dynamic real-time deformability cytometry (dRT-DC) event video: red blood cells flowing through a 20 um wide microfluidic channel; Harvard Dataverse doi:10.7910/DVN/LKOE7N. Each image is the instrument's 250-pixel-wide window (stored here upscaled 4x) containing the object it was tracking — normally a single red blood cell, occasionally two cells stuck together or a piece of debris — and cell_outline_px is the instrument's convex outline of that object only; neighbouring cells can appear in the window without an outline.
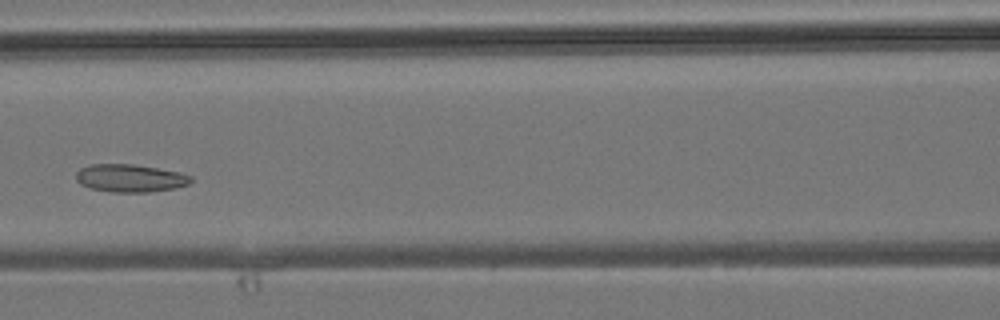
{"species": "common noctule bat (a hibernating species)", "species_latin": "Nyctalus noctula", "temperature_condition": "room temperature", "stored_images_in_passage": 6, "camera_frame_rate_fps": 3000, "um_per_image_px": 0.085, "animal": {"sex": "male", "body_mass_g": 19.2, "forearm_length_mm": 51.8}, "frame": {"image": 1, "passage_image": 5, "time_ms": 4.667, "image_size_px": [1000, 320], "cell_outline_px": [[192, 180], [188, 184], [176, 188], [152, 192], [112, 192], [92, 188], [80, 184], [76, 180], [76, 172], [80, 168], [88, 164], [132, 164], [180, 172], [192, 176]], "centroid_in_image_um": [11.06, 15.14], "position_along_channel_um": 155.5, "area_um2": 18.67}}
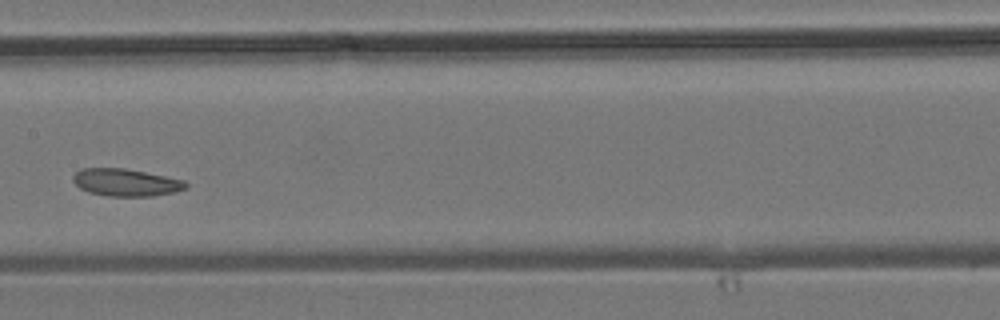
{"frame": {"image": 2, "passage_image": 6, "time_ms": 5.667, "image_size_px": [1000, 320], "cell_outline_px": [[188, 188], [176, 192], [152, 196], [108, 196], [88, 192], [80, 188], [72, 180], [72, 176], [80, 168], [124, 168], [184, 180], [188, 184]], "centroid_in_image_um": [10.7, 15.51], "position_along_channel_um": 196.7, "area_um2": 18.03}}